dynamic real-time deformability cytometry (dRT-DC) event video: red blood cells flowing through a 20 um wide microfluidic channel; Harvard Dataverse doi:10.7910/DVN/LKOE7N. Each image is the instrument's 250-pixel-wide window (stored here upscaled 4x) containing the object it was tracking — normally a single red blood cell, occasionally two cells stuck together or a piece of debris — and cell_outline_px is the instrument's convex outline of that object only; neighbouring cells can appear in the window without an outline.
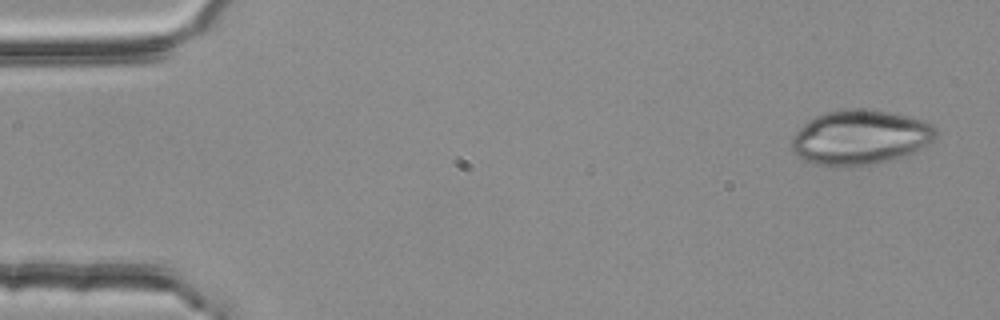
{"species": "common noctule bat (a hibernating species)", "species_latin": "Nyctalus noctula", "temperature_condition": "room temperature", "stored_images_in_passage": 6, "camera_frame_rate_fps": 3000, "um_per_image_px": 0.085, "animal": {"sex": "female", "body_mass_g": 25.1}, "frame": {"image": 1, "passage_image": 1, "time_ms": 0.0, "image_size_px": [1000, 320], "cell_outline_px": [[936, 136], [932, 140], [916, 152], [904, 156], [876, 164], [852, 168], [816, 164], [800, 160], [792, 152], [792, 136], [808, 120], [824, 112], [852, 108], [868, 108], [888, 112], [920, 120], [932, 124], [936, 128]], "centroid_in_image_um": [73.07, 11.7], "position_along_channel_um": 11.9, "area_um2": 46.41}}
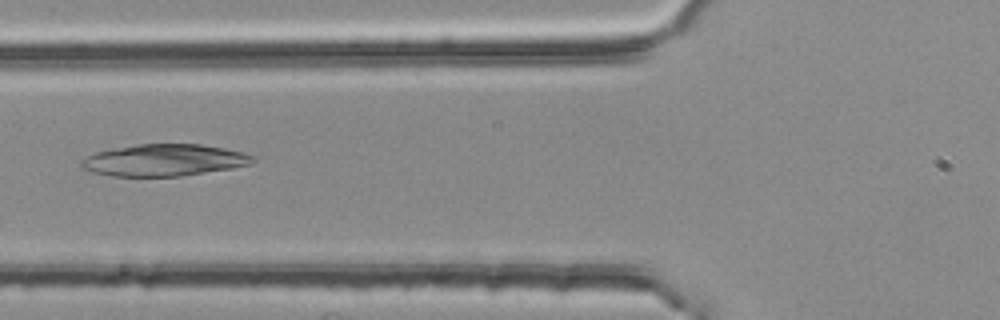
{"frame": {"image": 2, "passage_image": 5, "time_ms": 1.333, "image_size_px": [1000, 320], "cell_outline_px": [[256, 160], [252, 164], [232, 168], [180, 176], [112, 176], [92, 172], [80, 168], [80, 160], [96, 152], [136, 144], [200, 144], [224, 148], [244, 152], [252, 156]], "centroid_in_image_um": [13.94, 13.61], "position_along_channel_um": 111.9, "area_um2": 31.79}}
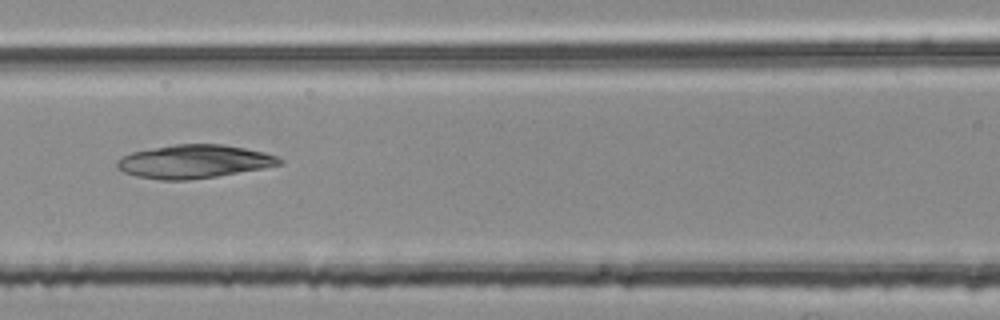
{"frame": {"image": 3, "passage_image": 6, "time_ms": 1.667, "image_size_px": [1000, 320], "cell_outline_px": [[284, 164], [264, 168], [216, 176], [188, 180], [160, 180], [136, 176], [124, 172], [116, 164], [124, 156], [132, 152], [176, 144], [224, 144], [264, 152], [276, 156], [284, 160]], "centroid_in_image_um": [16.55, 13.73], "position_along_channel_um": 150.0, "area_um2": 31.33}}